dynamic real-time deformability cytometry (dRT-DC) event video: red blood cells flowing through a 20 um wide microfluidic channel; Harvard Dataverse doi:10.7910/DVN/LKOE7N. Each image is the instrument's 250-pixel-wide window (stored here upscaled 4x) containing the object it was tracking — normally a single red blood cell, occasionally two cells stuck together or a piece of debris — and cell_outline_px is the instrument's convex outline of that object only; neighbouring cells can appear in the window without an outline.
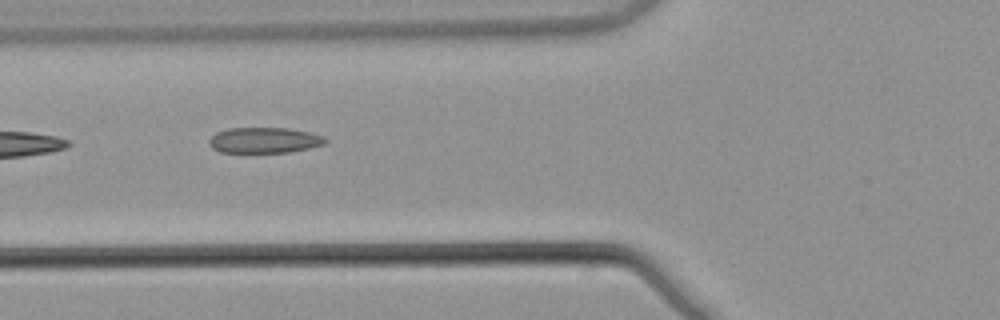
{"species": "common noctule bat (a hibernating species)", "species_latin": "Nyctalus noctula", "temperature_condition": "warm", "stored_images_in_passage": 6, "camera_frame_rate_fps": 3000, "um_per_image_px": 0.085, "animal": {"sex": "male", "body_mass_g": 21.5, "forearm_length_mm": 52.0}, "frame": {"image": 1, "passage_image": 5, "time_ms": 1.333, "image_size_px": [1000, 320], "cell_outline_px": [[328, 140], [324, 144], [308, 148], [288, 152], [220, 152], [212, 148], [208, 144], [208, 140], [216, 132], [228, 128], [288, 128], [308, 132], [324, 136]], "centroid_in_image_um": [22.44, 11.91], "position_along_channel_um": 103.4, "area_um2": 17.34}}
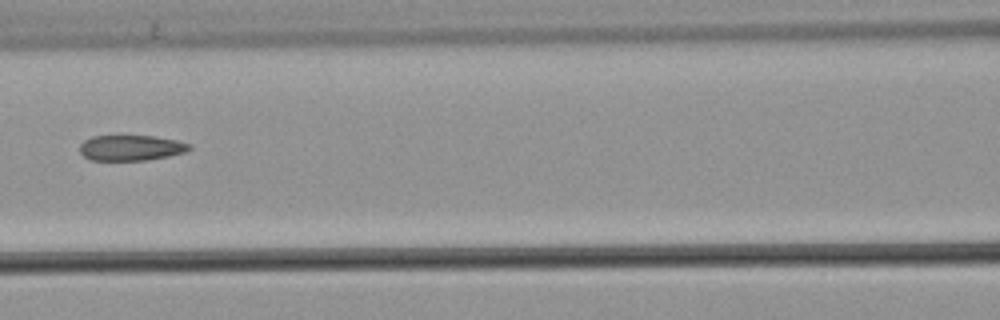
{"frame": {"image": 2, "passage_image": 6, "time_ms": 1.667, "image_size_px": [1000, 320], "cell_outline_px": [[192, 148], [184, 152], [168, 156], [144, 160], [88, 160], [80, 152], [80, 144], [84, 140], [92, 136], [156, 136], [176, 140], [192, 144]], "centroid_in_image_um": [11.13, 12.56], "position_along_channel_um": 155.5, "area_um2": 16.3}}